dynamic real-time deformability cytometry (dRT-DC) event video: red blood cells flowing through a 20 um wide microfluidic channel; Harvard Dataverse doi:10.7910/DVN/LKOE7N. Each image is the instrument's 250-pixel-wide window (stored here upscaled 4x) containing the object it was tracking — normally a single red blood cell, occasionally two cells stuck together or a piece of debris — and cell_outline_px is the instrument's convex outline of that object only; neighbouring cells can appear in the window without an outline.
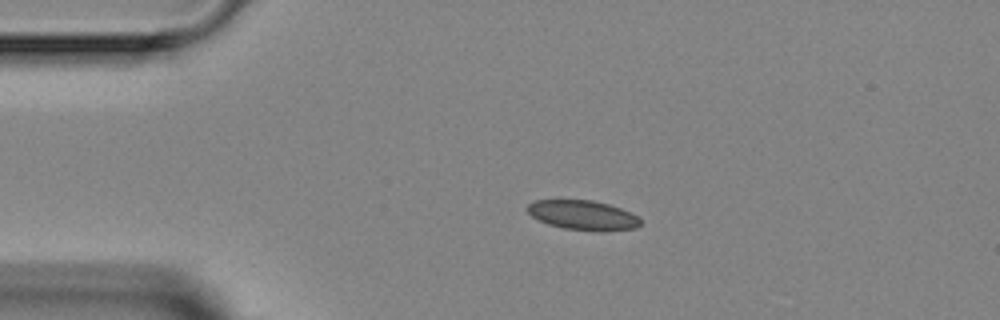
{"species": "Egyptian fruit bat (a non-hibernating species)", "species_latin": "Rousettus aegyptiacus", "temperature_condition": "room temperature", "stored_images_in_passage": 2, "camera_frame_rate_fps": 3000, "um_per_image_px": 0.085, "animal": {"sex": "female"}, "frame": {"image": 1, "passage_image": 1, "time_ms": 0.0, "image_size_px": [1000, 320], "cell_outline_px": [[640, 224], [636, 228], [564, 228], [548, 224], [532, 216], [528, 212], [528, 204], [536, 200], [592, 200], [608, 204], [620, 208], [636, 216], [640, 220]], "centroid_in_image_um": [49.47, 18.23], "position_along_channel_um": 35.5, "area_um2": 18.26}}